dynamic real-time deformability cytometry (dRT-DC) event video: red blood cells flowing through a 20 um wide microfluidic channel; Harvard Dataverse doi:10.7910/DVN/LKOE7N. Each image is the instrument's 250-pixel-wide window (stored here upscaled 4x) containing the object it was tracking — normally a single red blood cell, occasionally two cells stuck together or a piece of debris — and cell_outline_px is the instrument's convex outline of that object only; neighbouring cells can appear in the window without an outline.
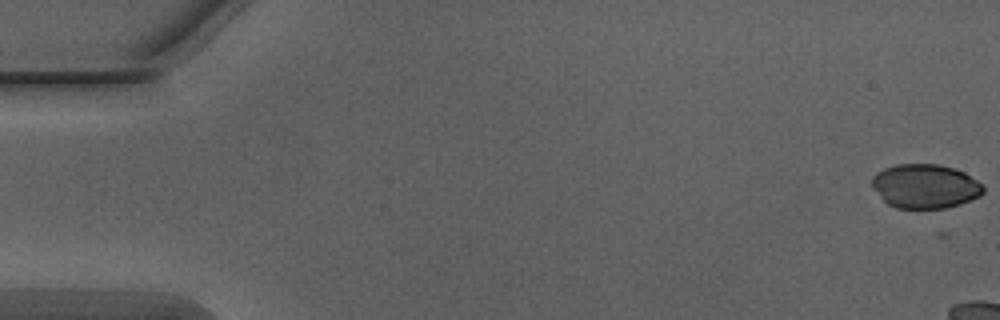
{"species": "Egyptian fruit bat (a non-hibernating species)", "species_latin": "Rousettus aegyptiacus", "temperature_condition": "warm", "stored_images_in_passage": 7, "camera_frame_rate_fps": 3000, "um_per_image_px": 0.085, "animal": {"sex": "male"}, "frame": {"image": 1, "passage_image": 1, "time_ms": 0.0, "image_size_px": [1000, 320], "cell_outline_px": [[984, 192], [980, 196], [960, 204], [944, 208], [896, 208], [888, 204], [880, 196], [872, 184], [872, 176], [876, 172], [884, 168], [896, 164], [940, 164], [964, 172], [976, 180], [984, 188]], "centroid_in_image_um": [78.63, 15.82], "position_along_channel_um": 6.4, "area_um2": 28.5}}